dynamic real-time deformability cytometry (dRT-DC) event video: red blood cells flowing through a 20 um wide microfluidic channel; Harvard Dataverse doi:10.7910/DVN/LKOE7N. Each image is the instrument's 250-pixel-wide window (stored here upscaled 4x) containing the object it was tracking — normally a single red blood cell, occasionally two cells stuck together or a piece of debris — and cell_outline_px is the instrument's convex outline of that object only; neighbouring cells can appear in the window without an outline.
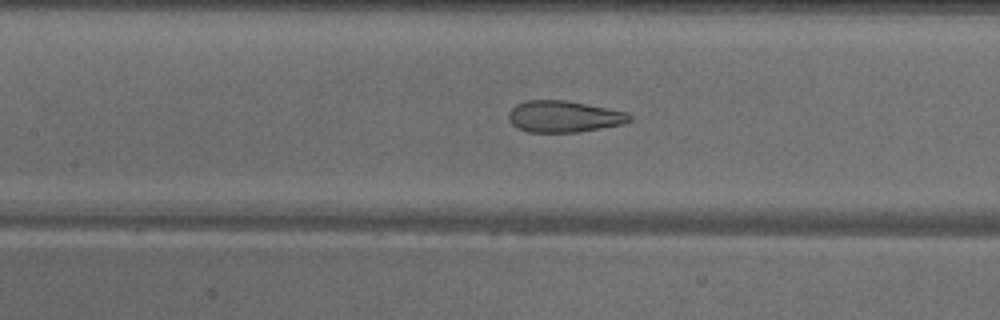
{"species": "common noctule bat (a hibernating species)", "species_latin": "Nyctalus noctula", "temperature_condition": "warm", "stored_images_in_passage": 28, "camera_frame_rate_fps": 3000, "um_per_image_px": 0.085, "animal": {"sex": "male", "body_mass_g": 18.8}, "frame": {"image": 1, "passage_image": 12, "time_ms": 3.667, "image_size_px": [1000, 320], "cell_outline_px": [[632, 120], [624, 124], [576, 132], [528, 132], [516, 128], [508, 120], [508, 112], [516, 104], [528, 100], [564, 100], [628, 112], [632, 116]], "centroid_in_image_um": [47.91, 9.91], "position_along_channel_um": 159.5, "area_um2": 22.25}}
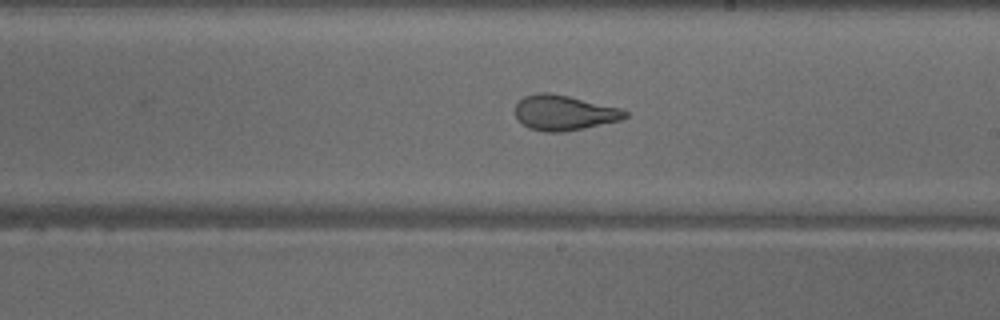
{"frame": {"image": 2, "passage_image": 18, "time_ms": 5.667, "image_size_px": [1000, 320], "cell_outline_px": [[628, 116], [620, 120], [584, 128], [564, 132], [544, 132], [528, 128], [516, 116], [516, 104], [524, 96], [536, 92], [548, 92], [568, 96], [620, 108], [628, 112]], "centroid_in_image_um": [47.93, 9.58], "position_along_channel_um": 241.1, "area_um2": 22.37}}
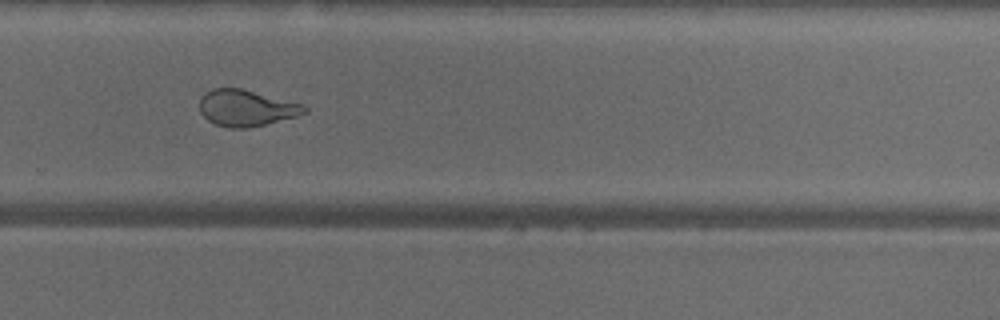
{"frame": {"image": 3, "passage_image": 23, "time_ms": 7.333, "image_size_px": [1000, 320], "cell_outline_px": [[308, 112], [296, 116], [248, 128], [228, 128], [216, 124], [208, 120], [200, 112], [200, 100], [204, 92], [212, 88], [240, 88], [304, 104], [308, 108]], "centroid_in_image_um": [20.93, 9.17], "position_along_channel_um": 308.9, "area_um2": 22.14}, "authors_computed_cell_mechanics": {"area_um2": 22.5709, "velocity_mm_per_s": 4.0859, "shape_relaxation_time_tau1_ms": null, "shape_relaxation_time_tau2_ms": 1.1036, "deformation_change_tau1": null, "deformation_change_tau2": 0.0909}}